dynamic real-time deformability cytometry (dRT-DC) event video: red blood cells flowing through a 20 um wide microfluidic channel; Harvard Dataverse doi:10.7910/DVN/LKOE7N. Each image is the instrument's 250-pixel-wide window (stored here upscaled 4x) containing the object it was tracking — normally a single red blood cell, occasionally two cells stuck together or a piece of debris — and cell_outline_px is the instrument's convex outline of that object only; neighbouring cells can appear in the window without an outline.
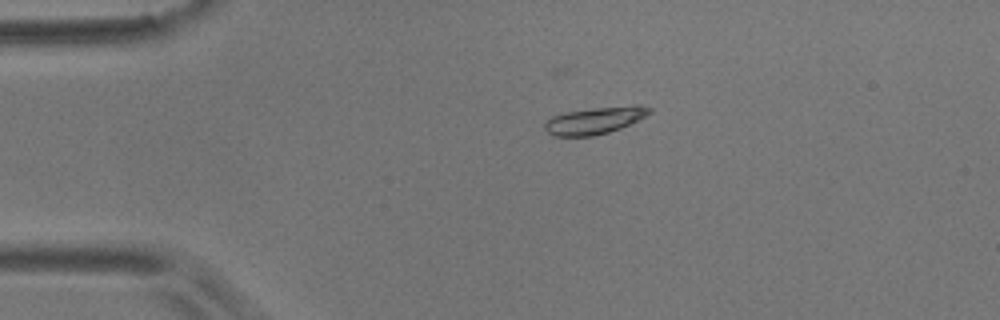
{"species": "common noctule bat (a hibernating species)", "species_latin": "Nyctalus noctula", "temperature_condition": "room temperature", "stored_images_in_passage": 3, "camera_frame_rate_fps": 3000, "um_per_image_px": 0.085, "animal": {"sex": "male", "body_mass_g": 17.9}, "frame": {"image": 1, "passage_image": 2, "time_ms": 0.333, "image_size_px": [1000, 320], "cell_outline_px": [[652, 112], [620, 128], [608, 132], [592, 136], [552, 136], [544, 128], [544, 120], [552, 116], [564, 112], [592, 108], [632, 104], [640, 104], [652, 108]], "centroid_in_image_um": [50.53, 10.22], "position_along_channel_um": 34.5, "area_um2": 16.65}}